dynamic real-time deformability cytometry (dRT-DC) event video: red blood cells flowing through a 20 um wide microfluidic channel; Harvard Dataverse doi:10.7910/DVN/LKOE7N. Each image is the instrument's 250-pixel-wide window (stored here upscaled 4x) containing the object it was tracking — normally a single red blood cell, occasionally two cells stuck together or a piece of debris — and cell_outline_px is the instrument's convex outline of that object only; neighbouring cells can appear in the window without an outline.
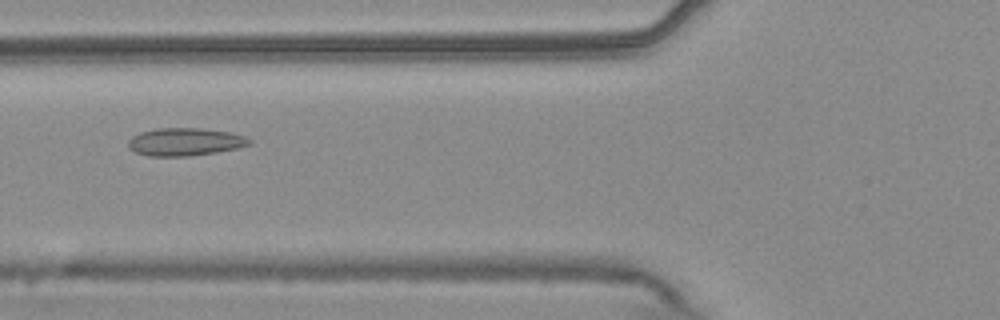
{"species": "common noctule bat (a hibernating species)", "species_latin": "Nyctalus noctula", "temperature_condition": "warm", "stored_images_in_passage": 54, "camera_frame_rate_fps": 3000, "um_per_image_px": 0.085, "animal": {"sex": "male", "body_mass_g": 20.4}, "frame": {"image": 1, "passage_image": 21, "time_ms": 6.667, "image_size_px": [1000, 320], "cell_outline_px": [[252, 144], [240, 148], [216, 152], [188, 156], [148, 156], [136, 152], [128, 144], [128, 140], [132, 136], [140, 132], [156, 128], [200, 128], [232, 132], [244, 136], [252, 140]], "centroid_in_image_um": [15.77, 12.05], "position_along_channel_um": 110.0, "area_um2": 19.71}}
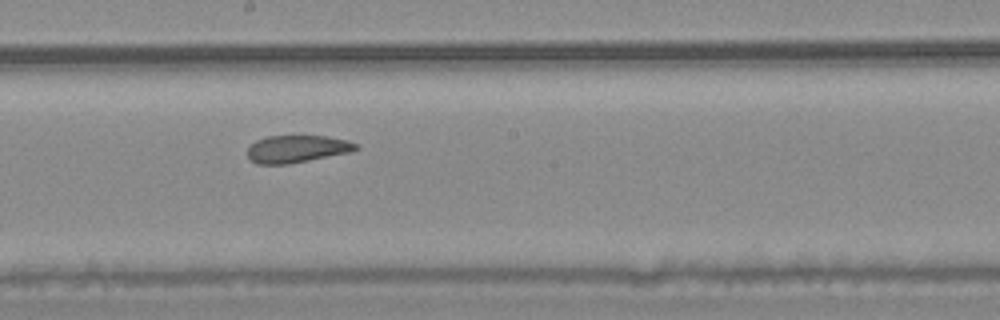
{"frame": {"image": 2, "passage_image": 30, "time_ms": 9.667, "image_size_px": [1000, 320], "cell_outline_px": [[360, 148], [352, 152], [288, 164], [256, 164], [248, 156], [248, 148], [256, 140], [268, 136], [328, 136], [348, 140], [356, 144]], "centroid_in_image_um": [25.27, 12.66], "position_along_channel_um": 222.9, "area_um2": 17.28}}
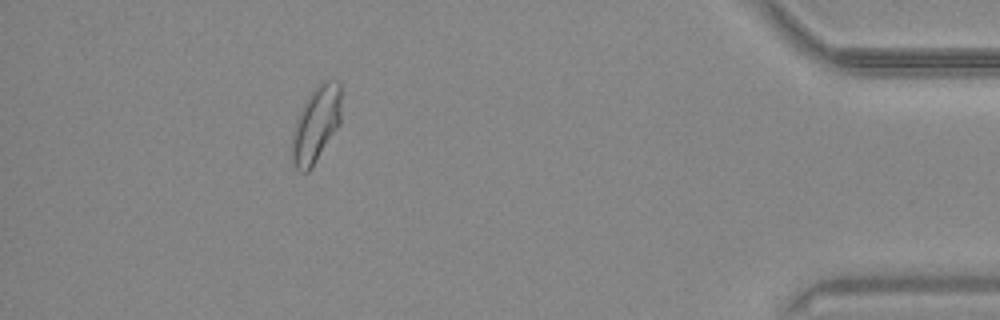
{"frame": {"image": 3, "passage_image": 49, "time_ms": 16.0, "image_size_px": [1000, 320], "cell_outline_px": [[340, 124], [308, 172], [300, 172], [292, 164], [292, 132], [296, 120], [312, 88], [324, 80], [336, 80], [340, 84]], "centroid_in_image_um": [26.85, 10.56], "position_along_channel_um": 408.4, "area_um2": 21.62}, "authors_computed_cell_mechanics": {"area_um2": 19.8832, "velocity_mm_per_s": 3.7652, "shape_relaxation_time_tau1_ms": 8.7934, "shape_relaxation_time_tau2_ms": 1.6027, "deformation_change_tau1": 0.1574, "deformation_change_tau2": 0.0783}}